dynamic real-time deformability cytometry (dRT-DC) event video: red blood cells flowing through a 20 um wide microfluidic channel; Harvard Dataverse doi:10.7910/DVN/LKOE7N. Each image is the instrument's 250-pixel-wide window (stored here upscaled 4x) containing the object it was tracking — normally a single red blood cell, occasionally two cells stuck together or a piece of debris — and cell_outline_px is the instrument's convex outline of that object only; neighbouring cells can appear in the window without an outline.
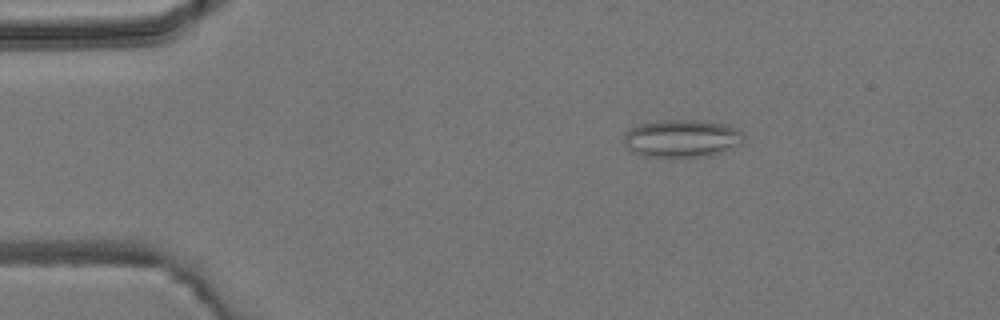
{"species": "common noctule bat (a hibernating species)", "species_latin": "Nyctalus noctula", "temperature_condition": "room temperature", "stored_images_in_passage": 6, "camera_frame_rate_fps": 3000, "um_per_image_px": 0.085, "animal": {"sex": "male", "body_mass_g": 19.2, "forearm_length_mm": 51.8}, "frame": {"image": 1, "passage_image": 3, "time_ms": 2.333, "image_size_px": [1000, 320], "cell_outline_px": [[744, 140], [740, 144], [720, 152], [708, 156], [648, 156], [632, 152], [624, 144], [624, 132], [628, 128], [640, 124], [660, 120], [708, 120], [724, 124], [736, 128], [744, 136]], "centroid_in_image_um": [57.93, 11.74], "position_along_channel_um": 27.1, "area_um2": 26.24}}
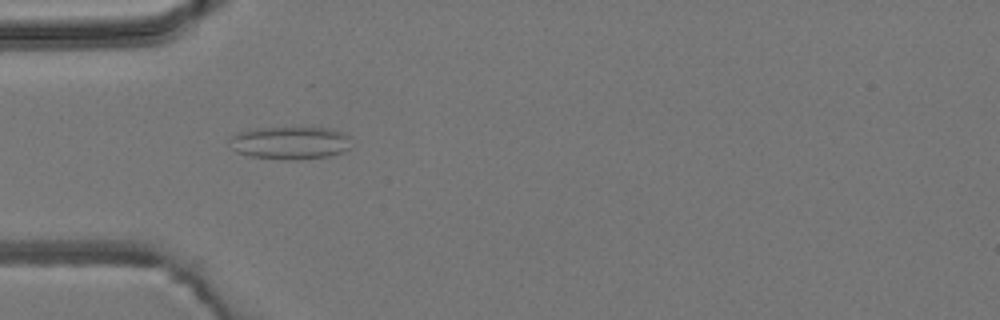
{"frame": {"image": 2, "passage_image": 5, "time_ms": 4.667, "image_size_px": [1000, 320], "cell_outline_px": [[348, 148], [340, 152], [328, 156], [296, 160], [280, 160], [248, 156], [236, 152], [232, 148], [228, 140], [236, 132], [256, 128], [328, 128], [344, 132], [348, 136]], "centroid_in_image_um": [24.58, 12.15], "position_along_channel_um": 60.4, "area_um2": 23.29}}